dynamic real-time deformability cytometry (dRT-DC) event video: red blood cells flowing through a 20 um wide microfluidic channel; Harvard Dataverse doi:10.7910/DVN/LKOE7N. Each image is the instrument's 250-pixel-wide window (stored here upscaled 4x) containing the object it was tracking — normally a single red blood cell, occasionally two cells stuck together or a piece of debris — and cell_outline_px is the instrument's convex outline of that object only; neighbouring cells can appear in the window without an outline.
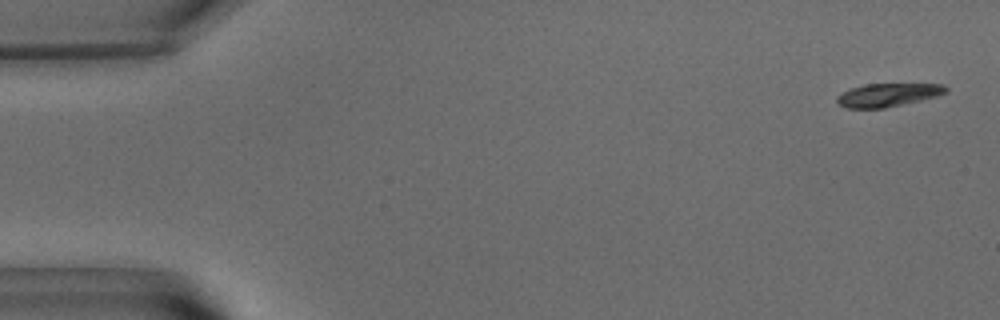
{"species": "common noctule bat (a hibernating species)", "species_latin": "Nyctalus noctula", "temperature_condition": "warm", "stored_images_in_passage": 13, "camera_frame_rate_fps": 3000, "um_per_image_px": 0.085, "animal": {"sex": "male", "body_mass_g": 15.6}, "frame": {"image": 1, "passage_image": 2, "time_ms": 0.333, "image_size_px": [1000, 320], "cell_outline_px": [[948, 92], [936, 96], [920, 100], [884, 108], [848, 108], [840, 104], [836, 100], [836, 96], [852, 88], [864, 84], [944, 84], [948, 88]], "centroid_in_image_um": [75.49, 8.06], "position_along_channel_um": 9.5, "area_um2": 14.57}}